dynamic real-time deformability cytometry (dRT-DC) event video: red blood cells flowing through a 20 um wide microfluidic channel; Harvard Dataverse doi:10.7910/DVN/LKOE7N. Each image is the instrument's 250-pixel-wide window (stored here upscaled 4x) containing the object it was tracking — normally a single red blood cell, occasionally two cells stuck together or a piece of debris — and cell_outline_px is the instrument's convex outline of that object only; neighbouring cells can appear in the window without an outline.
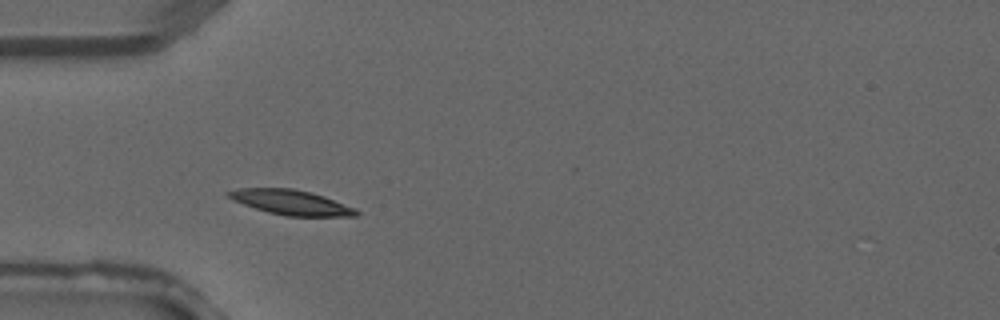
{"species": "common noctule bat (a hibernating species)", "species_latin": "Nyctalus noctula", "temperature_condition": "warm", "stored_images_in_passage": 5, "camera_frame_rate_fps": 3000, "um_per_image_px": 0.085, "animal": {"sex": "male", "forearm_length_mm": 52.5}, "frame": {"image": 1, "passage_image": 4, "time_ms": 1.0, "image_size_px": [1000, 320], "cell_outline_px": [[360, 212], [356, 216], [284, 216], [268, 212], [232, 200], [224, 192], [236, 188], [292, 188], [312, 192], [324, 196], [356, 208]], "centroid_in_image_um": [24.74, 17.19], "position_along_channel_um": 60.3, "area_um2": 18.61}}
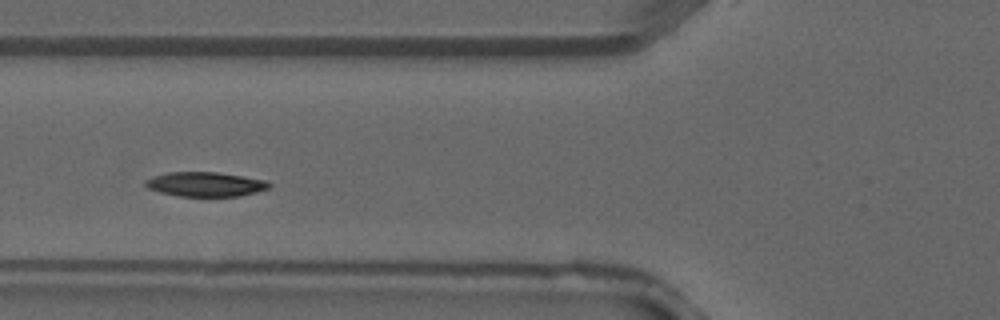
{"frame": {"image": 2, "passage_image": 5, "time_ms": 1.333, "image_size_px": [1000, 320], "cell_outline_px": [[272, 184], [268, 188], [256, 192], [240, 196], [176, 196], [160, 192], [148, 188], [144, 184], [144, 180], [168, 172], [216, 172], [264, 180]], "centroid_in_image_um": [17.43, 15.67], "position_along_channel_um": 108.4, "area_um2": 17.46}}